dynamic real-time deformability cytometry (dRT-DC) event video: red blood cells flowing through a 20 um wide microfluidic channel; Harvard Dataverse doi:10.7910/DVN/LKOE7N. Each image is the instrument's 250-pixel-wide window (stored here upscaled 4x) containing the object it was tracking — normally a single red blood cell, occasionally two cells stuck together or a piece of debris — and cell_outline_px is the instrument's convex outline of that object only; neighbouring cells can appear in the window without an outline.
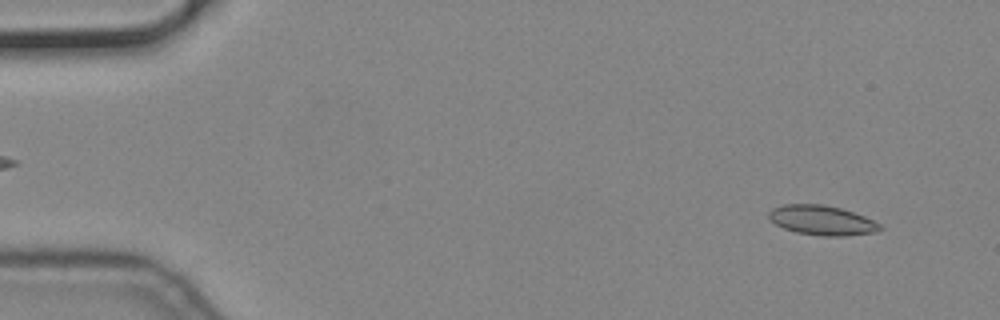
{"species": "common noctule bat (a hibernating species)", "species_latin": "Nyctalus noctula", "temperature_condition": "cold", "stored_images_in_passage": 17, "camera_frame_rate_fps": 3000, "um_per_image_px": 0.085, "animal": {"sex": "male", "body_mass_g": 19.2, "forearm_length_mm": 51.8}, "frame": {"image": 1, "passage_image": 4, "time_ms": 1.0, "image_size_px": [1000, 320], "cell_outline_px": [[884, 228], [876, 232], [844, 236], [820, 236], [796, 232], [784, 228], [776, 224], [768, 216], [768, 212], [772, 208], [784, 204], [824, 204], [840, 208], [864, 216], [880, 224]], "centroid_in_image_um": [69.87, 18.72], "position_along_channel_um": 15.1, "area_um2": 19.19}}
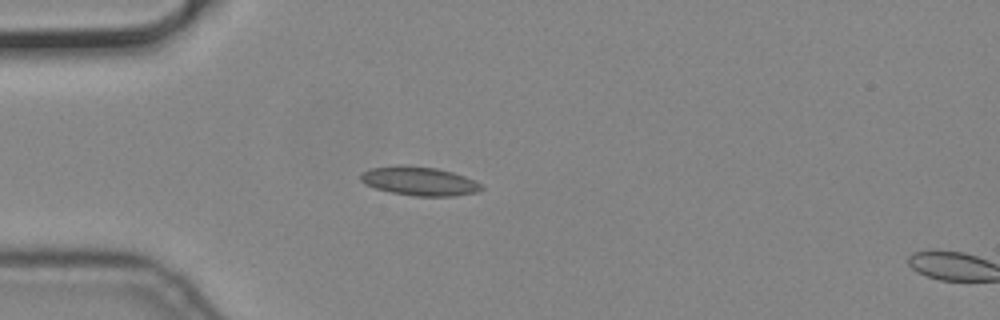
{"frame": {"image": 2, "passage_image": 15, "time_ms": 4.667, "image_size_px": [1000, 320], "cell_outline_px": [[484, 188], [480, 192], [452, 196], [416, 196], [392, 192], [376, 188], [364, 184], [360, 180], [360, 172], [372, 168], [400, 164], [404, 164], [436, 168], [452, 172], [464, 176], [480, 184]], "centroid_in_image_um": [35.62, 15.38], "position_along_channel_um": 49.4, "area_um2": 20.35}}